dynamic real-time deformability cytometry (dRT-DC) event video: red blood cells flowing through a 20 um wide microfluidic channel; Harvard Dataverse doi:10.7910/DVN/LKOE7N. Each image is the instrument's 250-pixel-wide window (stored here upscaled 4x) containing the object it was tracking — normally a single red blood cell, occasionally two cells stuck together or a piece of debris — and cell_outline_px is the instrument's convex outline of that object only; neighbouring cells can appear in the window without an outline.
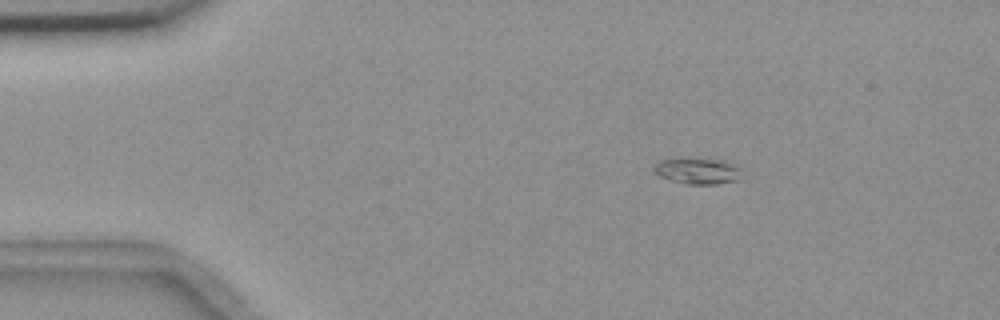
{"species": "common noctule bat (a hibernating species)", "species_latin": "Nyctalus noctula", "temperature_condition": "room temperature", "stored_images_in_passage": 4, "camera_frame_rate_fps": 3000, "um_per_image_px": 0.085, "animal": {"sex": "female", "body_mass_g": 18.4}, "frame": {"image": 1, "passage_image": 2, "time_ms": 2.0, "image_size_px": [1000, 320], "cell_outline_px": [[740, 168], [736, 180], [716, 184], [684, 184], [668, 180], [660, 176], [656, 172], [656, 164], [660, 160], [720, 160], [732, 164]], "centroid_in_image_um": [59.28, 14.57], "position_along_channel_um": 25.7, "area_um2": 12.54}}